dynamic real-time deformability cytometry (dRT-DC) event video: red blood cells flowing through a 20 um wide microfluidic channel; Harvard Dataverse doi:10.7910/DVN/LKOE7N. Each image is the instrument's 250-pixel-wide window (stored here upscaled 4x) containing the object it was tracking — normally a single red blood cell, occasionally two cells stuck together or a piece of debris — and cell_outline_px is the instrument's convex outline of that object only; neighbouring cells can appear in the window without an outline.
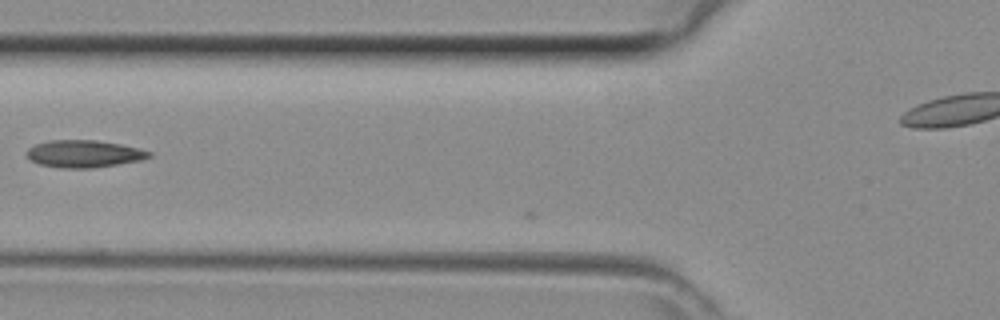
{"species": "common noctule bat (a hibernating species)", "species_latin": "Nyctalus noctula", "temperature_condition": "room temperature", "stored_images_in_passage": 4, "camera_frame_rate_fps": 3000, "um_per_image_px": 0.085, "animal": {"sex": "female", "body_mass_g": 29.2, "forearm_length_mm": 56.3}, "frame": {"image": 1, "passage_image": 3, "time_ms": 0.667, "image_size_px": [1000, 320], "cell_outline_px": [[152, 156], [140, 160], [92, 168], [60, 168], [40, 164], [32, 160], [28, 156], [28, 148], [36, 144], [48, 140], [96, 140], [120, 144], [152, 152]], "centroid_in_image_um": [7.14, 13.07], "position_along_channel_um": 118.7, "area_um2": 19.19}}